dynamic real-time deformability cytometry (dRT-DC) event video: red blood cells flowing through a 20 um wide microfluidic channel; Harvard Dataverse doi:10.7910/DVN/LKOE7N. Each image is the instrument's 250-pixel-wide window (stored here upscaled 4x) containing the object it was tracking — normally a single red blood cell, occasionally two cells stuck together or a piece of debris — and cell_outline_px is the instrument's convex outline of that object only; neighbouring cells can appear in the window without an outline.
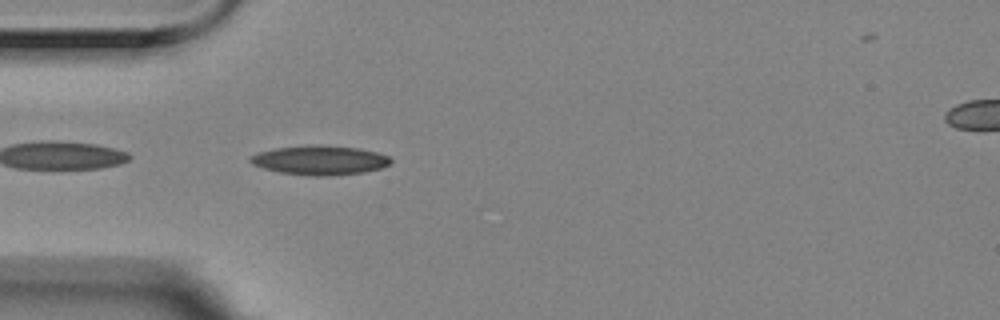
{"species": "Egyptian fruit bat (a non-hibernating species)", "species_latin": "Rousettus aegyptiacus", "temperature_condition": "room temperature", "stored_images_in_passage": 42, "camera_frame_rate_fps": 3000, "um_per_image_px": 0.085, "animal": {"sex": "female"}, "frame": {"image": 1, "passage_image": 2, "time_ms": 0.333, "image_size_px": [1000, 320], "cell_outline_px": [[392, 160], [388, 164], [380, 168], [364, 172], [324, 176], [316, 176], [280, 172], [264, 168], [252, 164], [248, 160], [248, 156], [256, 152], [276, 148], [316, 144], [320, 144], [360, 148], [376, 152], [388, 156]], "centroid_in_image_um": [27.14, 13.6], "position_along_channel_um": 57.9, "area_um2": 23.99}}
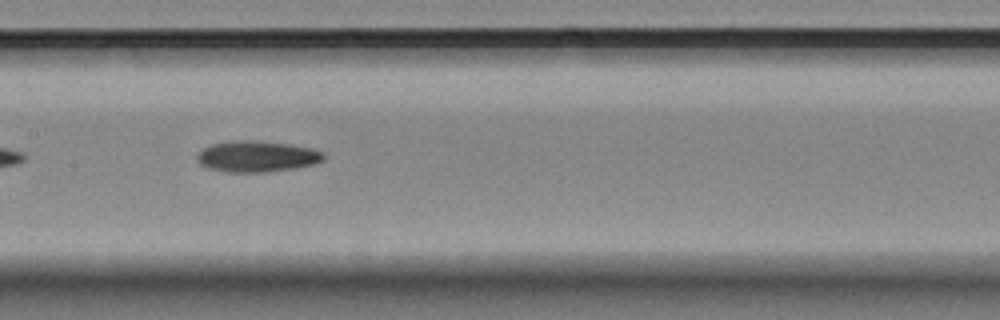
{"frame": {"image": 2, "passage_image": 13, "time_ms": 4.0, "image_size_px": [1000, 320], "cell_outline_px": [[324, 160], [316, 164], [292, 168], [264, 172], [228, 172], [208, 168], [200, 164], [196, 160], [196, 156], [204, 148], [212, 144], [236, 140], [256, 140], [288, 144], [312, 148], [324, 152]], "centroid_in_image_um": [21.85, 13.29], "position_along_channel_um": 185.6, "area_um2": 22.89}}
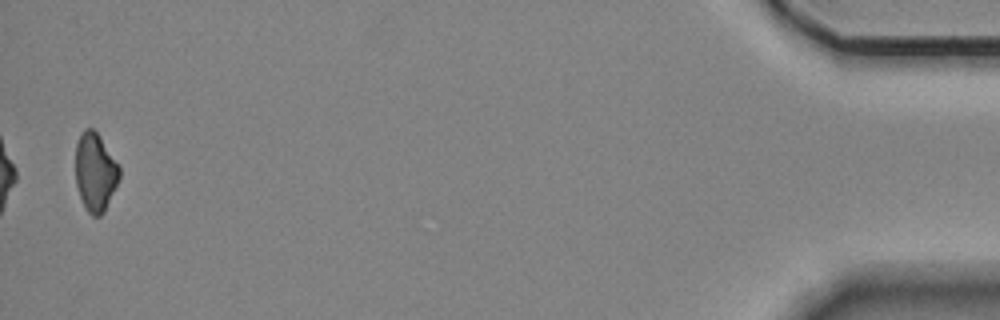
{"frame": {"image": 3, "passage_image": 41, "time_ms": 13.333, "image_size_px": [1000, 320], "cell_outline_px": [[120, 176], [104, 212], [100, 216], [92, 216], [88, 212], [80, 196], [76, 184], [76, 144], [80, 132], [84, 128], [92, 128], [100, 136], [120, 168]], "centroid_in_image_um": [8.08, 14.6], "position_along_channel_um": 427.1, "area_um2": 19.83}}